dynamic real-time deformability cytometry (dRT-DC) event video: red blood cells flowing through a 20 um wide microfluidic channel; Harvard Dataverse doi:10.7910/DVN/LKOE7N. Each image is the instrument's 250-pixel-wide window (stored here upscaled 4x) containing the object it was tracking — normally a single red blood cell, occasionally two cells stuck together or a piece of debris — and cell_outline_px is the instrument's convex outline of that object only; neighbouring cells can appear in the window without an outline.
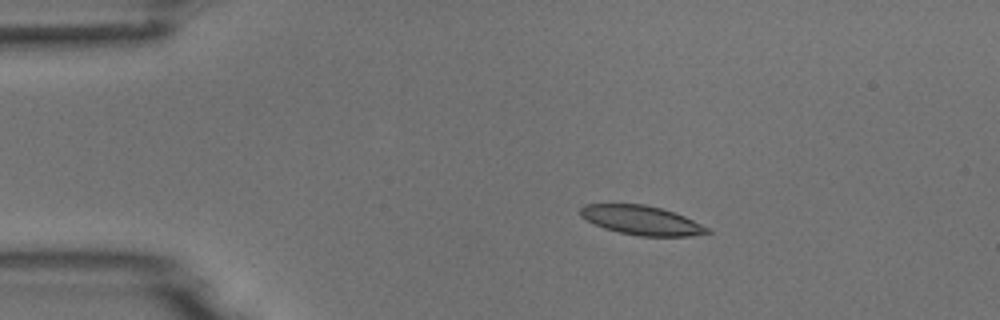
{"species": "common noctule bat (a hibernating species)", "species_latin": "Nyctalus noctula", "temperature_condition": "room temperature", "stored_images_in_passage": 2, "camera_frame_rate_fps": 3000, "um_per_image_px": 0.085, "animal": {"sex": "male", "body_mass_g": 18.8}, "frame": {"image": 1, "passage_image": 1, "time_ms": 0.0, "image_size_px": [1000, 320], "cell_outline_px": [[712, 232], [688, 236], [640, 236], [620, 232], [604, 228], [580, 216], [580, 208], [584, 204], [644, 204], [660, 208], [684, 216], [708, 228]], "centroid_in_image_um": [54.51, 18.72], "position_along_channel_um": 30.5, "area_um2": 21.21}}